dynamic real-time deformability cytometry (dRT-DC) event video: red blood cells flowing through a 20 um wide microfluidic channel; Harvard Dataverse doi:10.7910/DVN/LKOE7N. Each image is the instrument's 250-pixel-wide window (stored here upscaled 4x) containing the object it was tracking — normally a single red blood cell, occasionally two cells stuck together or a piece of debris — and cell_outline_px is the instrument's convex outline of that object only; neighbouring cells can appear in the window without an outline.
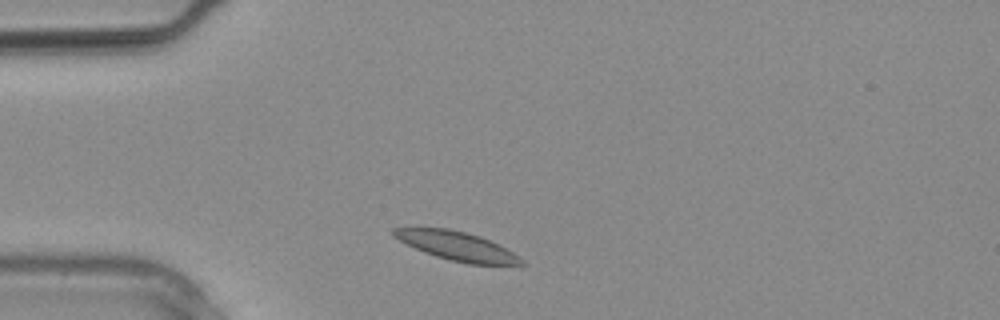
{"species": "common noctule bat (a hibernating species)", "species_latin": "Nyctalus noctula", "temperature_condition": "warm", "stored_images_in_passage": 4, "camera_frame_rate_fps": 3000, "um_per_image_px": 0.085, "animal": {"sex": "male", "body_mass_g": 20.4}, "frame": {"image": 1, "passage_image": 1, "time_ms": 0.0, "image_size_px": [1000, 320], "cell_outline_px": [[528, 264], [468, 264], [436, 256], [424, 252], [392, 236], [392, 228], [448, 228], [480, 236], [512, 252], [524, 260]], "centroid_in_image_um": [38.82, 20.91], "position_along_channel_um": 46.2, "area_um2": 20.92}}
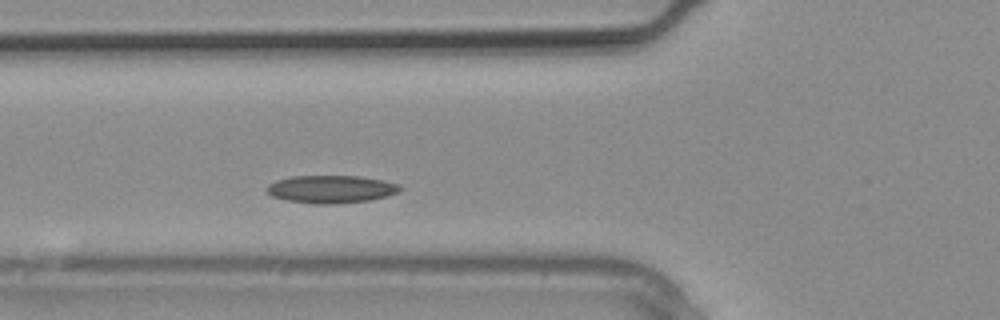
{"frame": {"image": 2, "passage_image": 4, "time_ms": 1.0, "image_size_px": [1000, 320], "cell_outline_px": [[404, 188], [400, 192], [388, 196], [368, 200], [336, 204], [316, 204], [288, 200], [272, 196], [268, 192], [268, 184], [276, 180], [292, 176], [360, 176], [384, 180], [400, 184]], "centroid_in_image_um": [28.21, 16.07], "position_along_channel_um": 97.6, "area_um2": 21.62}}